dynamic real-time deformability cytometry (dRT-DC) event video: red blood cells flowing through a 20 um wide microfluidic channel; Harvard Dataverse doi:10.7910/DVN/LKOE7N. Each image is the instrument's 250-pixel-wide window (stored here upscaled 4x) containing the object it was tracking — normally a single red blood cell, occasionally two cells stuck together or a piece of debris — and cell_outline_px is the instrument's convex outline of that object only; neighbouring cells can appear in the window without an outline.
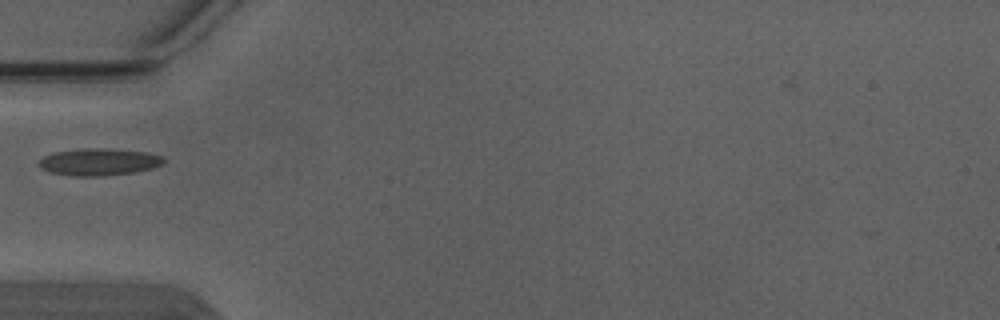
{"species": "Egyptian fruit bat (a non-hibernating species)", "species_latin": "Rousettus aegyptiacus", "temperature_condition": "warm", "stored_images_in_passage": 4, "camera_frame_rate_fps": 3000, "um_per_image_px": 0.085, "animal": {"sex": "male"}, "frame": {"image": 1, "passage_image": 4, "time_ms": 1.0, "image_size_px": [1000, 320], "cell_outline_px": [[164, 164], [152, 168], [132, 172], [96, 176], [72, 176], [48, 172], [40, 168], [36, 164], [44, 156], [52, 152], [84, 148], [108, 148], [148, 152], [164, 156]], "centroid_in_image_um": [8.38, 13.75], "position_along_channel_um": 76.6, "area_um2": 19.88}}